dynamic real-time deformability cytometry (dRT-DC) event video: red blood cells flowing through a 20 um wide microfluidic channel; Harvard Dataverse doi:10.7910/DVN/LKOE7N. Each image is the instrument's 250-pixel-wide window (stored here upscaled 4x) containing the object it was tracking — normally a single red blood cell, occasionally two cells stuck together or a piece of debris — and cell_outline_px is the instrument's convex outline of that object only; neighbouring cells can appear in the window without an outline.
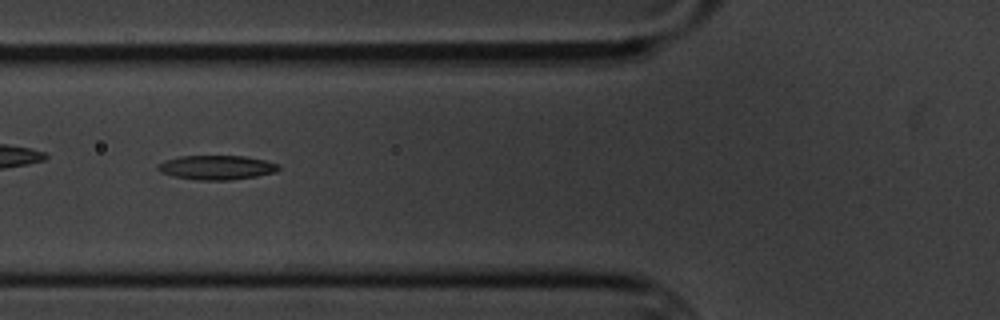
{"species": "common noctule bat (a hibernating species)", "species_latin": "Nyctalus noctula", "temperature_condition": "cold", "stored_images_in_passage": 9, "camera_frame_rate_fps": 3000, "um_per_image_px": 0.085, "animal": {"sex": "male", "body_mass_g": 20.1, "forearm_length_mm": 53.5}, "frame": {"image": 1, "passage_image": 4, "time_ms": 3.667, "image_size_px": [1000, 320], "cell_outline_px": [[280, 168], [276, 172], [256, 176], [228, 180], [196, 180], [172, 176], [160, 172], [156, 168], [156, 164], [164, 160], [180, 156], [244, 156], [264, 160], [280, 164]], "centroid_in_image_um": [18.37, 14.23], "position_along_channel_um": 107.4, "area_um2": 17.22}}
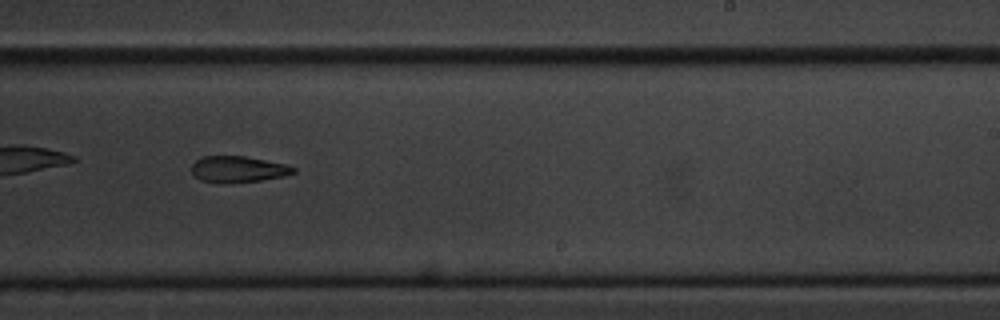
{"frame": {"image": 2, "passage_image": 8, "time_ms": 8.333, "image_size_px": [1000, 320], "cell_outline_px": [[296, 172], [284, 176], [260, 180], [228, 184], [216, 184], [200, 180], [192, 172], [192, 164], [196, 160], [204, 156], [244, 156], [284, 164], [296, 168]], "centroid_in_image_um": [20.2, 14.41], "position_along_channel_um": 268.8, "area_um2": 15.66}}
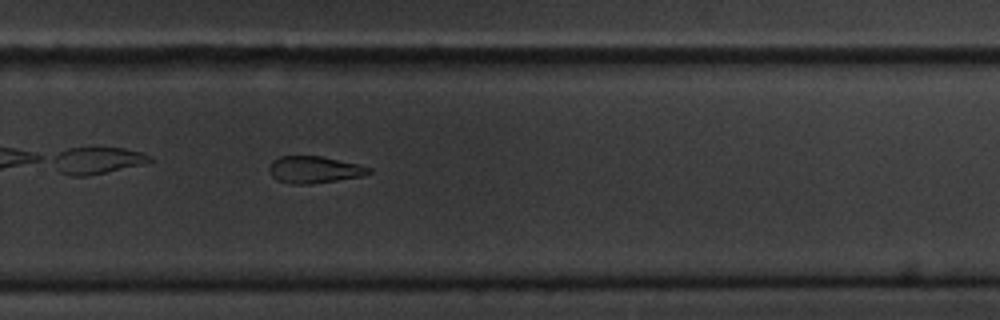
{"frame": {"image": 3, "passage_image": 9, "time_ms": 9.333, "image_size_px": [1000, 320], "cell_outline_px": [[372, 172], [364, 176], [308, 184], [292, 184], [276, 180], [272, 176], [268, 168], [272, 160], [280, 156], [324, 156], [372, 168]], "centroid_in_image_um": [26.7, 14.41], "position_along_channel_um": 303.1, "area_um2": 15.66}}